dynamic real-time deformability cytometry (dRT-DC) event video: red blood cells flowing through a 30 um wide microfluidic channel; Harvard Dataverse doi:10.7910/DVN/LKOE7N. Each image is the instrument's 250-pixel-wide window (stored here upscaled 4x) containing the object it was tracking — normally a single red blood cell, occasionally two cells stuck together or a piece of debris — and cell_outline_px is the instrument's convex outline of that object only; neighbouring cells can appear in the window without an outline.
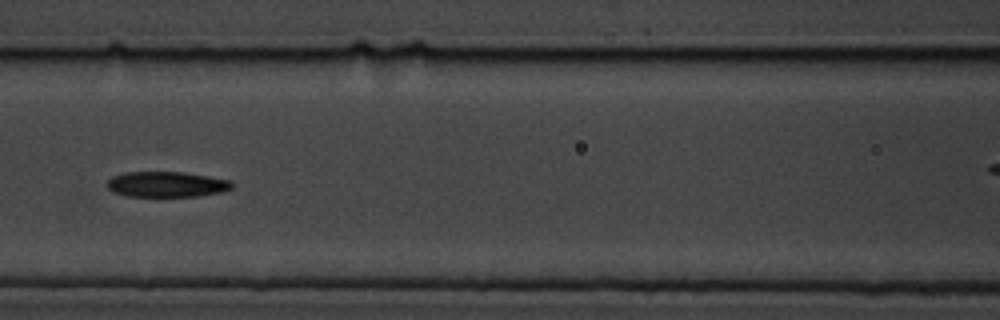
{"species": "common noctule bat (a hibernating species)", "species_latin": "Nyctalus noctula", "temperature_condition": "cold", "stored_images_in_passage": 15, "camera_frame_rate_fps": 3000, "um_per_image_px": 0.085, "animal": {"sex": "male", "body_mass_g": 19.5, "forearm_length_mm": 54.6}, "frame": {"image": 1, "passage_image": 6, "time_ms": 6.667, "image_size_px": [1000, 320], "cell_outline_px": [[232, 188], [220, 192], [200, 196], [128, 196], [112, 192], [108, 188], [108, 180], [112, 176], [124, 172], [184, 172], [232, 180]], "centroid_in_image_um": [14.16, 15.66], "position_along_channel_um": 152.4, "area_um2": 18.55}}
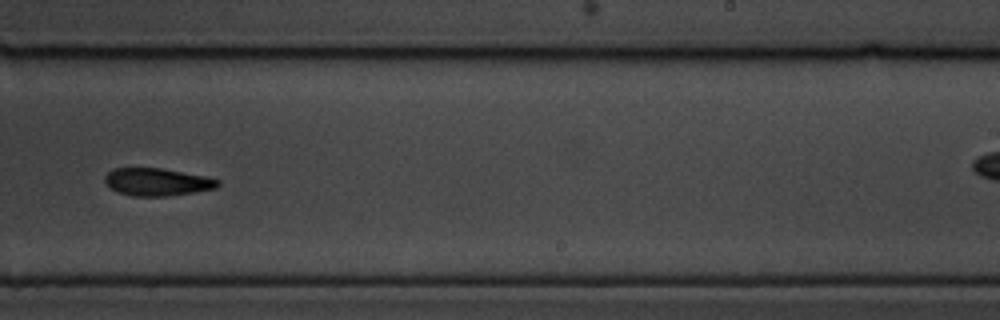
{"frame": {"image": 2, "passage_image": 9, "time_ms": 10.0, "image_size_px": [1000, 320], "cell_outline_px": [[220, 184], [216, 188], [168, 196], [132, 196], [116, 192], [104, 180], [104, 176], [112, 168], [160, 168], [208, 176], [220, 180]], "centroid_in_image_um": [13.36, 15.46], "position_along_channel_um": 275.6, "area_um2": 18.21}}
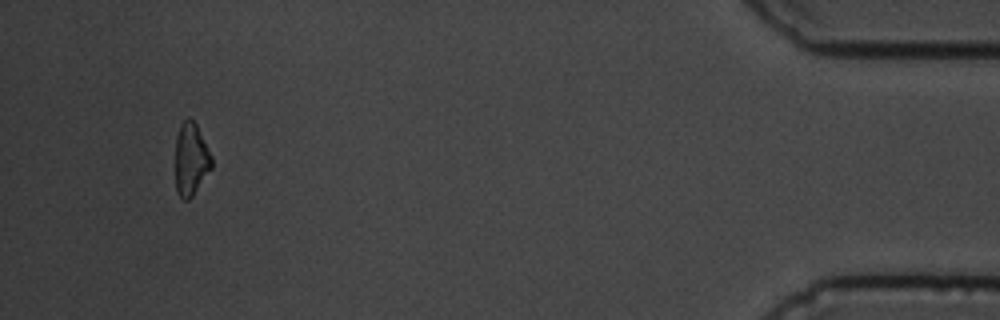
{"frame": {"image": 3, "passage_image": 15, "time_ms": 17.667, "image_size_px": [1000, 320], "cell_outline_px": [[212, 168], [192, 196], [188, 200], [184, 200], [176, 192], [176, 136], [180, 124], [188, 116], [196, 124], [212, 156]], "centroid_in_image_um": [16.23, 13.53], "position_along_channel_um": 419.0, "area_um2": 15.32}}